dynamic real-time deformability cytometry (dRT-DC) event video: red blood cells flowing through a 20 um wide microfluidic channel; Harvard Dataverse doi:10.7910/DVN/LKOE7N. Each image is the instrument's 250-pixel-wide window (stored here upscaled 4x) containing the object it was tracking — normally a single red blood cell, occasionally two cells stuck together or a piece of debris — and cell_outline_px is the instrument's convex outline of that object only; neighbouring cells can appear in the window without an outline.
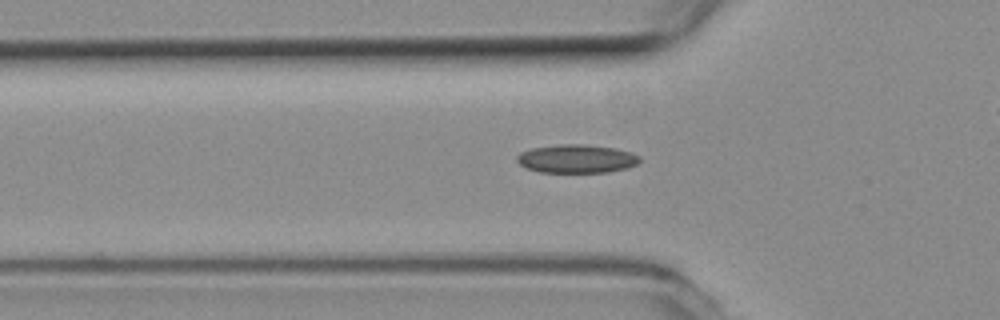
{"species": "common noctule bat (a hibernating species)", "species_latin": "Nyctalus noctula", "temperature_condition": "room temperature", "stored_images_in_passage": 50, "camera_frame_rate_fps": 3000, "um_per_image_px": 0.085, "animal": {"sex": "female", "body_mass_g": 19.3, "forearm_length_mm": 54.1}, "frame": {"image": 1, "passage_image": 15, "time_ms": 4.667, "image_size_px": [1000, 320], "cell_outline_px": [[640, 160], [636, 164], [628, 168], [608, 172], [540, 172], [528, 168], [520, 164], [516, 160], [516, 156], [520, 152], [532, 148], [560, 144], [584, 144], [612, 148], [632, 152], [640, 156]], "centroid_in_image_um": [49.01, 13.49], "position_along_channel_um": 76.8, "area_um2": 20.29}}
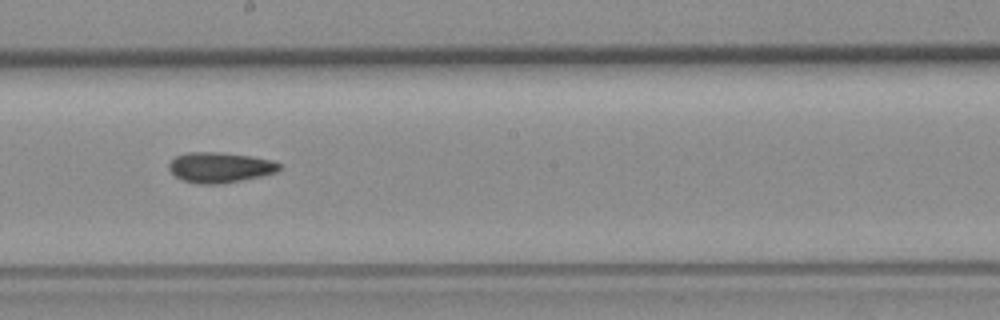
{"frame": {"image": 2, "passage_image": 27, "time_ms": 8.667, "image_size_px": [1000, 320], "cell_outline_px": [[280, 168], [276, 172], [260, 176], [220, 184], [200, 184], [184, 180], [176, 176], [168, 168], [168, 164], [176, 156], [188, 152], [216, 152], [252, 156], [272, 160], [280, 164]], "centroid_in_image_um": [18.69, 14.22], "position_along_channel_um": 229.5, "area_um2": 19.31}}
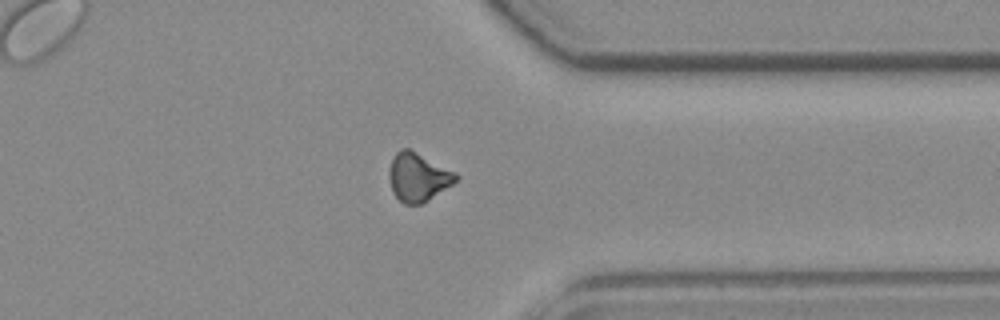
{"frame": {"image": 3, "passage_image": 39, "time_ms": 12.667, "image_size_px": [1000, 320], "cell_outline_px": [[460, 176], [452, 184], [420, 204], [404, 204], [392, 192], [388, 176], [388, 172], [392, 160], [396, 152], [400, 148], [408, 148], [456, 172]], "centroid_in_image_um": [35.51, 15.04], "position_along_channel_um": 375.9, "area_um2": 18.61}}